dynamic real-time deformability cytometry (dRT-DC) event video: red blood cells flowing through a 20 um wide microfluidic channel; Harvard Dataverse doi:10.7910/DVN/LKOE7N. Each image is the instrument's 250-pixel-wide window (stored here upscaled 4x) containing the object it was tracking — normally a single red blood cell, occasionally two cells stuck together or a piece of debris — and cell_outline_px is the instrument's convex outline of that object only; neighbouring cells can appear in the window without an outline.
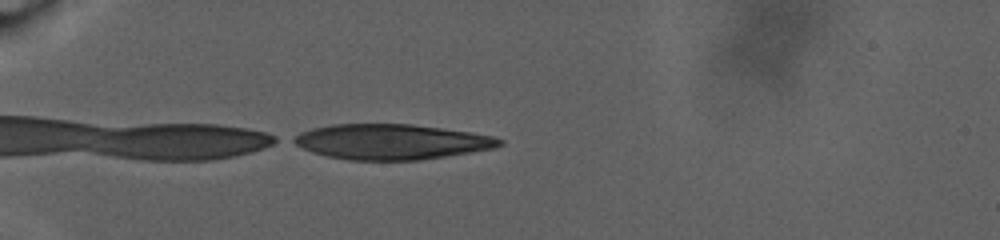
{"species": "human", "species_latin": "Homo sapiens", "temperature_condition": "warm", "stored_images_in_passage": 56, "camera_frame_rate_fps": 3000, "um_per_image_px": 0.085, "donor": {"sex": "male"}, "frame": {"image": 1, "passage_image": 1, "time_ms": 0.0, "image_size_px": [1000, 240], "cell_outline_px": [[504, 144], [492, 148], [420, 160], [348, 160], [328, 156], [312, 152], [288, 140], [292, 136], [300, 132], [312, 128], [332, 124], [412, 124], [468, 132], [492, 136], [504, 140]], "centroid_in_image_um": [33.2, 12.04], "position_along_channel_um": 51.8, "area_um2": 42.08}}
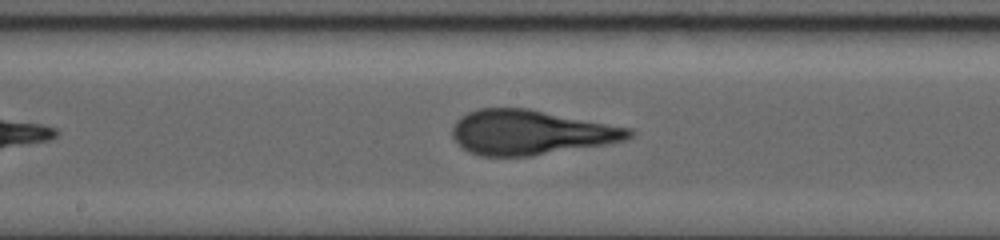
{"frame": {"image": 2, "passage_image": 24, "time_ms": 7.667, "image_size_px": [1000, 240], "cell_outline_px": [[636, 132], [628, 140], [608, 144], [532, 156], [480, 156], [468, 152], [452, 136], [452, 128], [456, 120], [460, 116], [468, 112], [480, 108], [528, 108], [632, 128]], "centroid_in_image_um": [45.14, 11.25], "position_along_channel_um": 203.1, "area_um2": 46.36}}
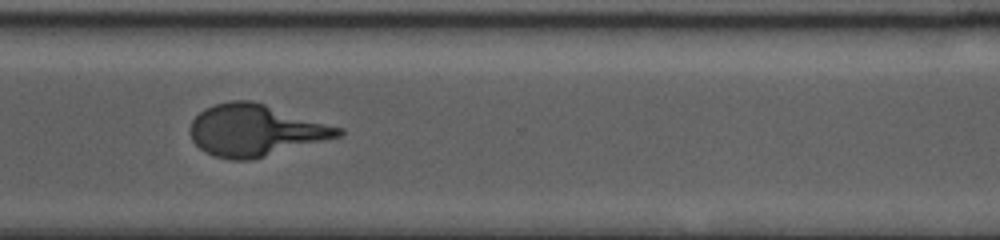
{"frame": {"image": 3, "passage_image": 42, "time_ms": 13.667, "image_size_px": [1000, 240], "cell_outline_px": [[344, 136], [252, 160], [232, 160], [212, 156], [204, 152], [192, 140], [188, 132], [188, 128], [192, 120], [204, 108], [216, 104], [232, 100], [252, 100], [344, 128]], "centroid_in_image_um": [21.72, 11.09], "position_along_channel_um": 348.9, "area_um2": 45.14}, "authors_computed_cell_mechanics": {"area_um2": 45.2285, "velocity_mm_per_s": 2.429, "shape_relaxation_time_tau1_ms": 10.7905, "shape_relaxation_time_tau2_ms": 1.1116, "deformation_change_tau1": 0.3083, "deformation_change_tau2": 0.0941}}